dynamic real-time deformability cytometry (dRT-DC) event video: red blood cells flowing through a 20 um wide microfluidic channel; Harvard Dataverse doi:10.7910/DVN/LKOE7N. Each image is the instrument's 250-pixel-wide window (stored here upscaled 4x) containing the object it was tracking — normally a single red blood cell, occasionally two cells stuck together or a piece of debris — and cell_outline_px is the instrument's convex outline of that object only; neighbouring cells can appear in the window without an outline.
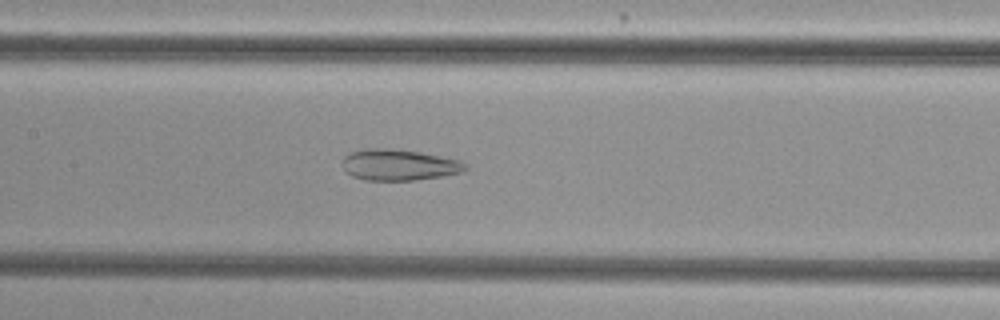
{"species": "common noctule bat (a hibernating species)", "species_latin": "Nyctalus noctula", "temperature_condition": "cold", "stored_images_in_passage": 55, "camera_frame_rate_fps": 3000, "um_per_image_px": 0.085, "animal": {"sex": "female", "body_mass_g": 29.2, "forearm_length_mm": 56.3}, "frame": {"image": 1, "passage_image": 27, "time_ms": 8.667, "image_size_px": [1000, 320], "cell_outline_px": [[468, 168], [464, 172], [416, 180], [364, 180], [352, 176], [344, 168], [344, 156], [352, 152], [364, 148], [388, 148], [420, 152], [460, 160], [468, 164]], "centroid_in_image_um": [33.95, 14.01], "position_along_channel_um": 173.4, "area_um2": 22.25}}
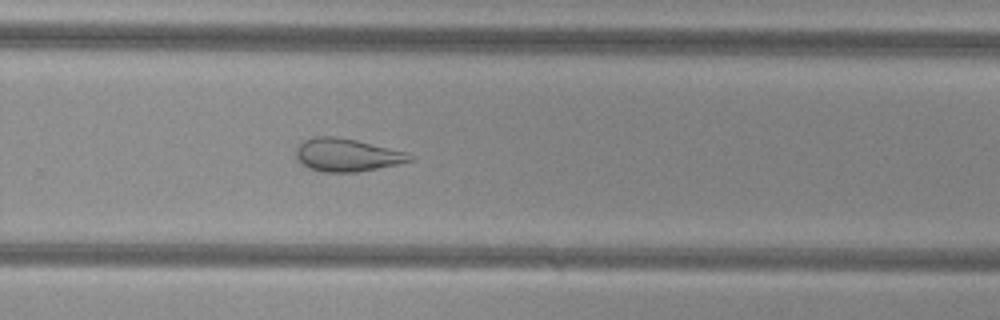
{"frame": {"image": 2, "passage_image": 37, "time_ms": 12.0, "image_size_px": [1000, 320], "cell_outline_px": [[416, 156], [412, 160], [400, 164], [356, 172], [320, 172], [308, 168], [296, 156], [296, 148], [304, 140], [316, 136], [336, 136], [356, 140], [408, 152]], "centroid_in_image_um": [29.53, 13.17], "position_along_channel_um": 300.3, "area_um2": 21.91}}
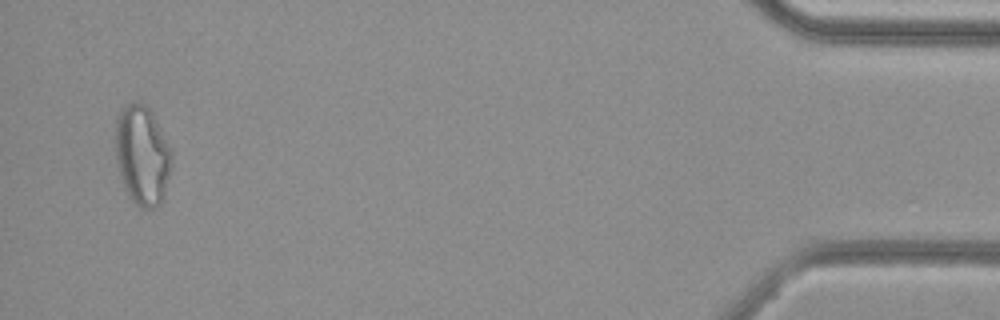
{"frame": {"image": 3, "passage_image": 53, "time_ms": 17.333, "image_size_px": [1000, 320], "cell_outline_px": [[172, 164], [164, 196], [160, 204], [156, 208], [140, 208], [128, 196], [124, 188], [120, 176], [116, 160], [116, 116], [128, 104], [144, 104], [152, 112], [172, 148]], "centroid_in_image_um": [12.11, 13.24], "position_along_channel_um": 423.1, "area_um2": 32.77}, "authors_computed_cell_mechanics": {"area_um2": 29.0734, "velocity_mm_per_s": 3.8146, "shape_relaxation_time_tau1_ms": null, "shape_relaxation_time_tau2_ms": 2.265, "deformation_change_tau1": null, "deformation_change_tau2": 0.0969}}